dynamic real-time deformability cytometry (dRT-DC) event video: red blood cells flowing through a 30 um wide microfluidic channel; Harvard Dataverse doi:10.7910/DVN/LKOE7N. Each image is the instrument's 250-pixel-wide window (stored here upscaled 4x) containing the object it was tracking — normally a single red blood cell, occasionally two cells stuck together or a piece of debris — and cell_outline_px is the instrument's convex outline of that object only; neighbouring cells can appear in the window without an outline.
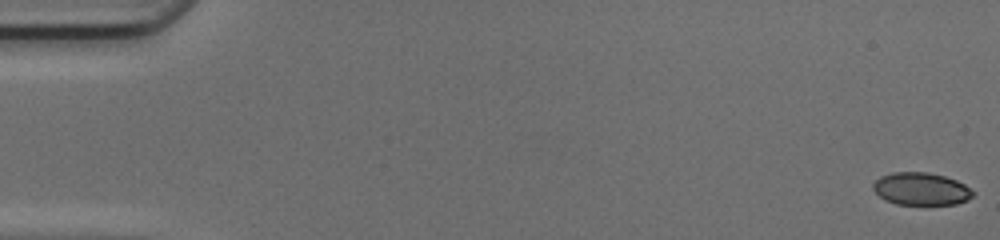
{"species": "common noctule bat (a hibernating species)", "species_latin": "Nyctalus noctula", "temperature_condition": "cold", "stored_images_in_passage": 50, "camera_frame_rate_fps": 3000, "um_per_image_px": 0.085, "animal": {"sex": "female", "body_mass_g": 17.0, "forearm_length_mm": 48.0}, "frame": {"image": 1, "passage_image": 1, "time_ms": 0.0, "image_size_px": [1000, 240], "cell_outline_px": [[976, 192], [968, 200], [956, 204], [896, 204], [884, 200], [872, 188], [872, 184], [880, 176], [892, 172], [928, 172], [944, 176], [956, 180], [964, 184]], "centroid_in_image_um": [78.29, 16.05], "position_along_channel_um": 6.7, "area_um2": 19.02}}
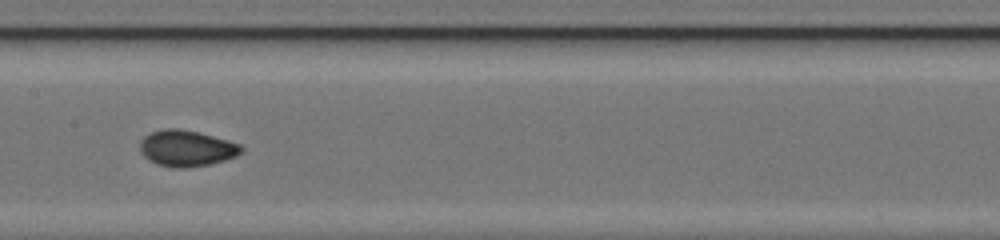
{"frame": {"image": 2, "passage_image": 26, "time_ms": 8.333, "image_size_px": [1000, 240], "cell_outline_px": [[244, 152], [236, 156], [224, 160], [208, 164], [184, 168], [176, 168], [156, 164], [148, 160], [140, 152], [140, 140], [144, 136], [152, 132], [164, 128], [180, 128], [228, 140], [240, 144], [244, 148]], "centroid_in_image_um": [15.85, 12.6], "position_along_channel_um": 191.6, "area_um2": 21.39}}
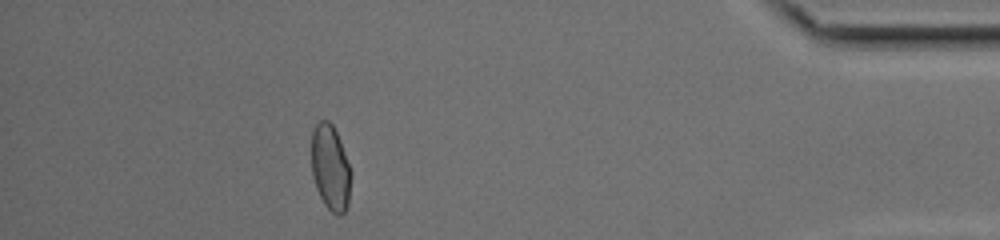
{"frame": {"image": 3, "passage_image": 45, "time_ms": 14.667, "image_size_px": [1000, 240], "cell_outline_px": [[352, 176], [348, 204], [344, 212], [340, 216], [332, 212], [324, 204], [316, 188], [312, 176], [312, 128], [320, 120], [328, 120], [332, 124], [340, 140], [352, 172]], "centroid_in_image_um": [28.09, 14.26], "position_along_channel_um": 407.1, "area_um2": 19.88}, "authors_computed_cell_mechanics": {"area_um2": 20.1433, "velocity_mm_per_s": 4.216, "shape_relaxation_time_tau1_ms": null, "shape_relaxation_time_tau2_ms": 0.765, "deformation_change_tau1": null, "deformation_change_tau2": 0.0342}}